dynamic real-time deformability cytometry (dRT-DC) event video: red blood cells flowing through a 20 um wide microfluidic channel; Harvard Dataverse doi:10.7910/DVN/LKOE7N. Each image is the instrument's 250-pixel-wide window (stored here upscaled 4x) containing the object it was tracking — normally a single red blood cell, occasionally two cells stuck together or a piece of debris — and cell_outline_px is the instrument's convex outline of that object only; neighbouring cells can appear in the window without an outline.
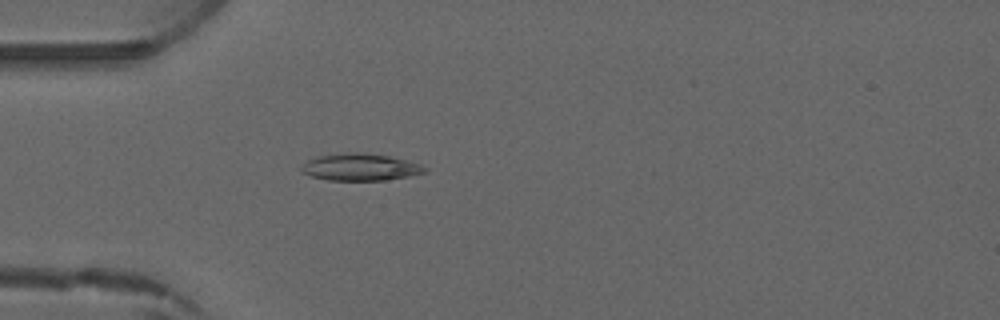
{"species": "common noctule bat (a hibernating species)", "species_latin": "Nyctalus noctula", "temperature_condition": "warm", "stored_images_in_passage": 3, "camera_frame_rate_fps": 3000, "um_per_image_px": 0.085, "animal": {"sex": "male", "forearm_length_mm": 52.5}, "frame": {"image": 1, "passage_image": 3, "time_ms": 3.667, "image_size_px": [1000, 320], "cell_outline_px": [[428, 172], [408, 176], [384, 180], [328, 180], [312, 176], [300, 172], [300, 168], [308, 160], [320, 156], [344, 152], [360, 152], [388, 156], [420, 164], [428, 168]], "centroid_in_image_um": [30.62, 14.21], "position_along_channel_um": 54.4, "area_um2": 19.31}}